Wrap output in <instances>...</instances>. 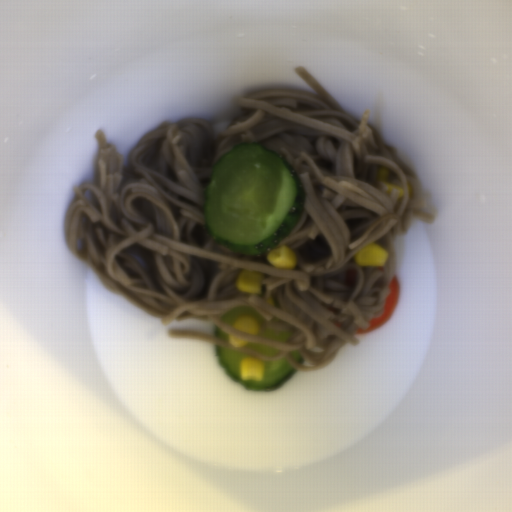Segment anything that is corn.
I'll use <instances>...</instances> for the list:
<instances>
[{
  "label": "corn",
  "mask_w": 512,
  "mask_h": 512,
  "mask_svg": "<svg viewBox=\"0 0 512 512\" xmlns=\"http://www.w3.org/2000/svg\"><path fill=\"white\" fill-rule=\"evenodd\" d=\"M389 256L382 246L372 242L355 254V261L359 267H383Z\"/></svg>",
  "instance_id": "corn-1"
},
{
  "label": "corn",
  "mask_w": 512,
  "mask_h": 512,
  "mask_svg": "<svg viewBox=\"0 0 512 512\" xmlns=\"http://www.w3.org/2000/svg\"><path fill=\"white\" fill-rule=\"evenodd\" d=\"M267 260L277 268L292 269L296 266L297 255L288 246L277 245L274 249L267 252Z\"/></svg>",
  "instance_id": "corn-2"
},
{
  "label": "corn",
  "mask_w": 512,
  "mask_h": 512,
  "mask_svg": "<svg viewBox=\"0 0 512 512\" xmlns=\"http://www.w3.org/2000/svg\"><path fill=\"white\" fill-rule=\"evenodd\" d=\"M265 364L263 360L247 356L239 363V377L241 381L255 380L260 381L264 378Z\"/></svg>",
  "instance_id": "corn-3"
},
{
  "label": "corn",
  "mask_w": 512,
  "mask_h": 512,
  "mask_svg": "<svg viewBox=\"0 0 512 512\" xmlns=\"http://www.w3.org/2000/svg\"><path fill=\"white\" fill-rule=\"evenodd\" d=\"M262 280L263 277L260 272L243 270L235 282V287L240 292L252 295H260L262 293Z\"/></svg>",
  "instance_id": "corn-4"
},
{
  "label": "corn",
  "mask_w": 512,
  "mask_h": 512,
  "mask_svg": "<svg viewBox=\"0 0 512 512\" xmlns=\"http://www.w3.org/2000/svg\"><path fill=\"white\" fill-rule=\"evenodd\" d=\"M232 326H233V328H235L241 332H244V333H247V334H250L253 336L256 333H258V330H259V326H258L256 319H254L248 315L247 316H238Z\"/></svg>",
  "instance_id": "corn-5"
},
{
  "label": "corn",
  "mask_w": 512,
  "mask_h": 512,
  "mask_svg": "<svg viewBox=\"0 0 512 512\" xmlns=\"http://www.w3.org/2000/svg\"><path fill=\"white\" fill-rule=\"evenodd\" d=\"M228 338H229V342H230L231 346H233L235 348H243V346L246 345L250 341V340L238 338L231 334H229Z\"/></svg>",
  "instance_id": "corn-6"
}]
</instances>
